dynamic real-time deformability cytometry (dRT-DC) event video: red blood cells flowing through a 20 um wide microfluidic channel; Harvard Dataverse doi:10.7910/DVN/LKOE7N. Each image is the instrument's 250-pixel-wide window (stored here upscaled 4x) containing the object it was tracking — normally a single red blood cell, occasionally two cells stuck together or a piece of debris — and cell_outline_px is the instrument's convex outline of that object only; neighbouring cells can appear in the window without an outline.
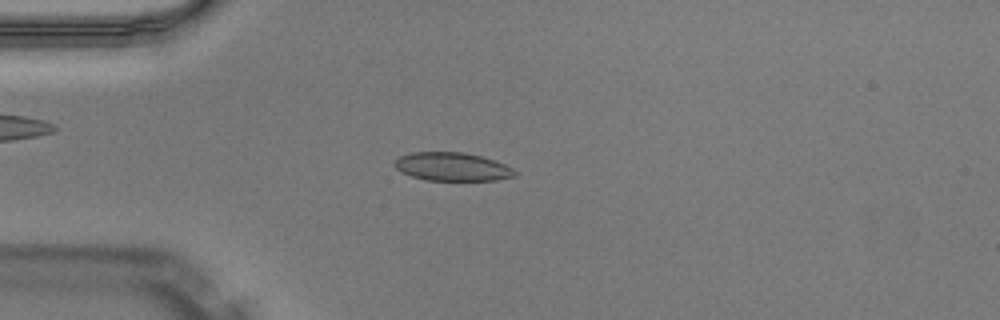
{"species": "Egyptian fruit bat (a non-hibernating species)", "species_latin": "Rousettus aegyptiacus", "temperature_condition": "warm", "stored_images_in_passage": 39, "camera_frame_rate_fps": 3000, "um_per_image_px": 0.085, "animal": {"sex": "male"}, "frame": {"image": 1, "passage_image": 3, "time_ms": 0.667, "image_size_px": [1000, 320], "cell_outline_px": [[516, 176], [496, 180], [424, 180], [400, 172], [392, 164], [400, 156], [408, 152], [464, 152], [480, 156], [504, 164], [512, 168], [516, 172]], "centroid_in_image_um": [38.39, 14.17], "position_along_channel_um": 46.6, "area_um2": 19.88}}
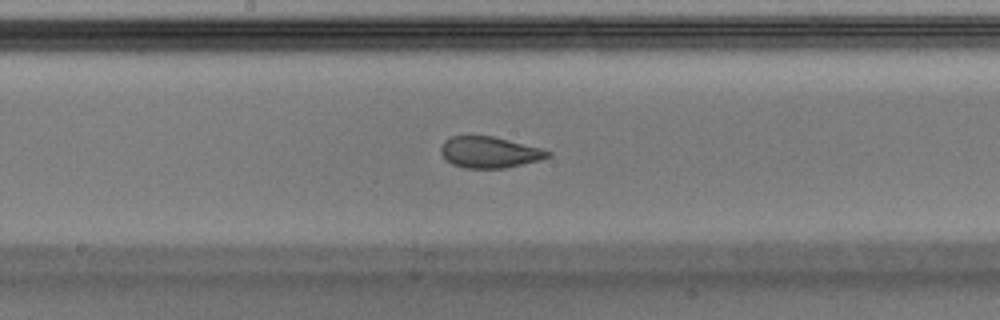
{"frame": {"image": 2, "passage_image": 16, "time_ms": 5.0, "image_size_px": [1000, 320], "cell_outline_px": [[552, 156], [540, 160], [504, 168], [464, 168], [452, 164], [440, 152], [440, 148], [444, 140], [452, 136], [492, 136], [540, 148], [552, 152]], "centroid_in_image_um": [41.6, 12.94], "position_along_channel_um": 206.6, "area_um2": 19.31}}
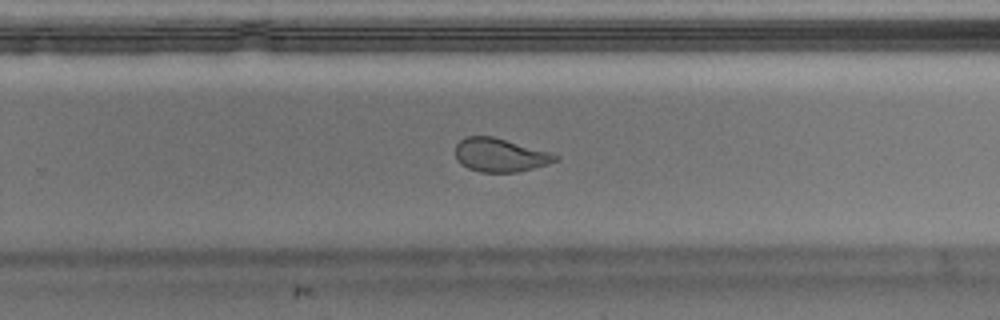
{"frame": {"image": 3, "passage_image": 22, "time_ms": 7.0, "image_size_px": [1000, 320], "cell_outline_px": [[560, 156], [556, 160], [548, 164], [516, 172], [480, 172], [468, 168], [460, 164], [456, 160], [456, 144], [464, 136], [492, 136], [548, 152]], "centroid_in_image_um": [42.45, 13.18], "position_along_channel_um": 287.4, "area_um2": 19.31}, "authors_computed_cell_mechanics": {"area_um2": 20.6346, "velocity_mm_per_s": 4.0489, "shape_relaxation_time_tau1_ms": null, "shape_relaxation_time_tau2_ms": 0.9163, "deformation_change_tau1": null, "deformation_change_tau2": 0.0605}}